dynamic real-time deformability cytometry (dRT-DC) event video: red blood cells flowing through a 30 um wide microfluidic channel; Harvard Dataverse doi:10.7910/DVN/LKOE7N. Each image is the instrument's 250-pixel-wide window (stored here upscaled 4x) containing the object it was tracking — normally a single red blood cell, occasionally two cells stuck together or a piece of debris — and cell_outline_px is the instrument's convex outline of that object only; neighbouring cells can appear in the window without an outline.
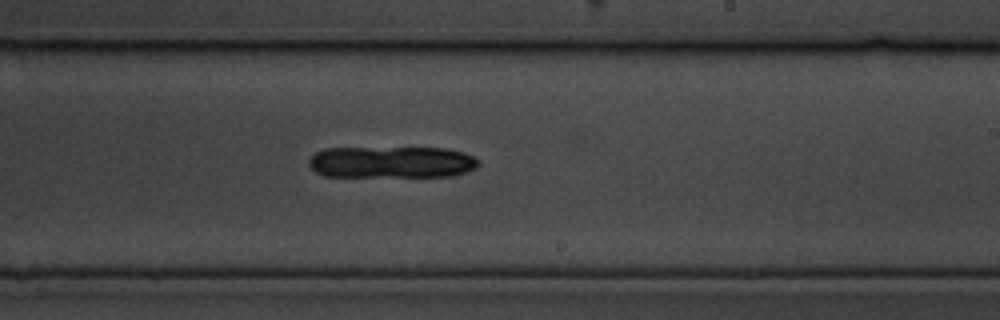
{"species": "common noctule bat (a hibernating species)", "species_latin": "Nyctalus noctula", "temperature_condition": "cold", "stored_images_in_passage": 43, "camera_frame_rate_fps": 3000, "um_per_image_px": 0.085, "animal": {"sex": "male", "body_mass_g": 19.5, "forearm_length_mm": 54.6}, "frame": {"image": 1, "passage_image": 24, "time_ms": 7.667, "image_size_px": [1000, 320], "cell_outline_px": [[480, 164], [476, 168], [452, 176], [324, 176], [316, 172], [308, 164], [308, 160], [316, 152], [324, 148], [444, 148], [464, 152], [480, 160]], "centroid_in_image_um": [33.29, 13.78], "position_along_channel_um": 255.7, "area_um2": 31.44}}
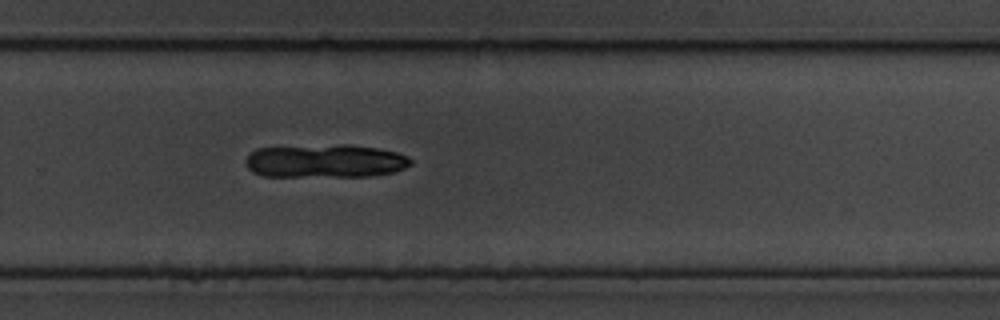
{"frame": {"image": 2, "passage_image": 28, "time_ms": 9.0, "image_size_px": [1000, 320], "cell_outline_px": [[412, 164], [404, 168], [392, 172], [368, 176], [264, 176], [252, 172], [244, 164], [244, 160], [256, 148], [340, 144], [352, 144], [376, 148], [396, 152], [408, 156], [412, 160]], "centroid_in_image_um": [27.63, 13.68], "position_along_channel_um": 302.2, "area_um2": 32.19}}
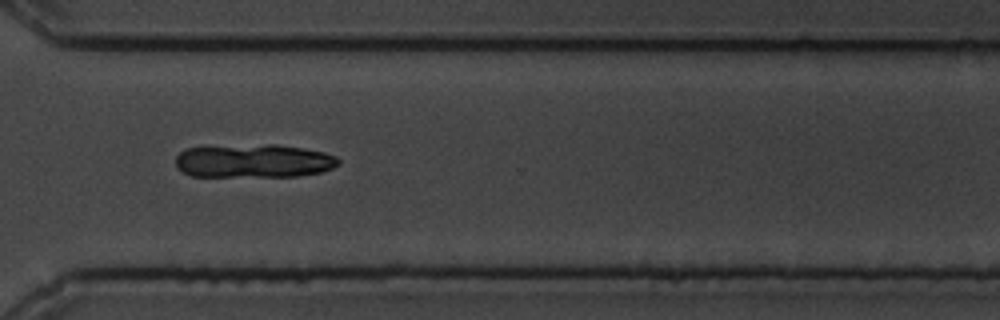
{"frame": {"image": 3, "passage_image": 32, "time_ms": 10.333, "image_size_px": [1000, 320], "cell_outline_px": [[340, 164], [332, 168], [320, 172], [296, 176], [192, 176], [176, 168], [176, 156], [184, 148], [268, 144], [276, 144], [304, 148], [324, 152], [336, 156], [340, 160]], "centroid_in_image_um": [21.58, 13.68], "position_along_channel_um": 349.0, "area_um2": 31.79}}